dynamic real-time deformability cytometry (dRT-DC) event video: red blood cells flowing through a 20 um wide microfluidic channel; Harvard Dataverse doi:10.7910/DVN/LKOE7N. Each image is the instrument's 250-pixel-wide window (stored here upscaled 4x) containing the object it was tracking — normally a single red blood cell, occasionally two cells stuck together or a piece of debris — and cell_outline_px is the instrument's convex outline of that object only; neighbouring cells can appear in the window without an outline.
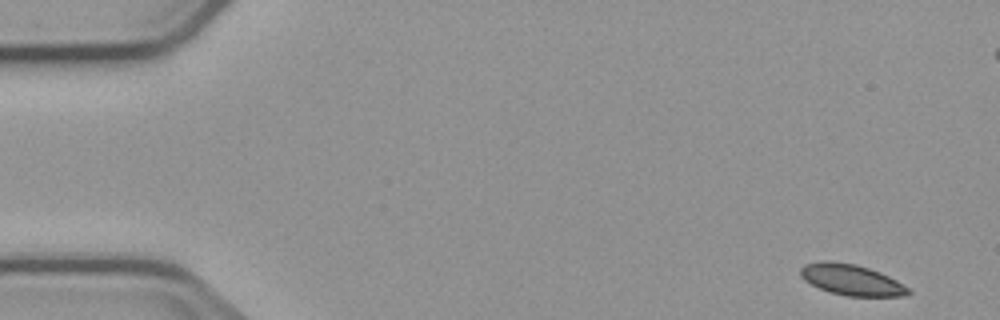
{"species": "common noctule bat (a hibernating species)", "species_latin": "Nyctalus noctula", "temperature_condition": "cold", "stored_images_in_passage": 7, "camera_frame_rate_fps": 3000, "um_per_image_px": 0.085, "animal": {"sex": "male", "body_mass_g": 23.1, "forearm_length_mm": 52.7}, "frame": {"image": 1, "passage_image": 1, "time_ms": 0.0, "image_size_px": [1000, 320], "cell_outline_px": [[912, 292], [908, 296], [848, 296], [828, 292], [804, 280], [800, 276], [800, 268], [804, 264], [820, 260], [828, 260], [856, 264], [880, 272], [896, 280], [908, 288]], "centroid_in_image_um": [72.35, 23.77], "position_along_channel_um": 12.7, "area_um2": 19.54}}